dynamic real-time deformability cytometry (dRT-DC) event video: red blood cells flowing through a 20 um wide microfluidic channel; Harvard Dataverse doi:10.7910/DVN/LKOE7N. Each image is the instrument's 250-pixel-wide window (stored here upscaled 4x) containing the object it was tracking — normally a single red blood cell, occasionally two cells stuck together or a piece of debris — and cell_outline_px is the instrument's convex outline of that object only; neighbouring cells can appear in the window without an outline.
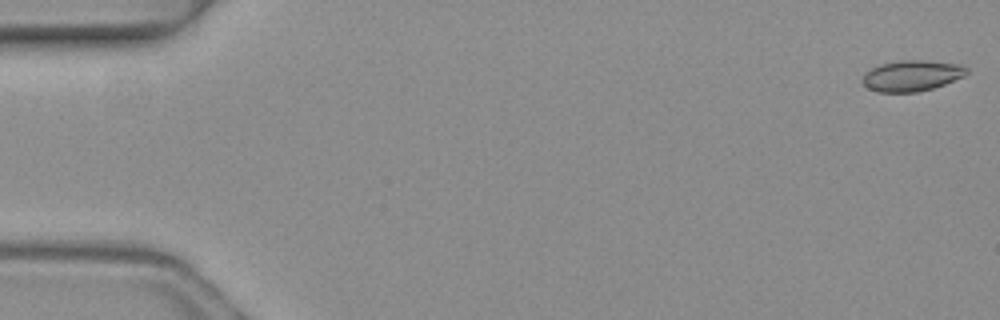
{"species": "common noctule bat (a hibernating species)", "species_latin": "Nyctalus noctula", "temperature_condition": "warm", "stored_images_in_passage": 5, "camera_frame_rate_fps": 3000, "um_per_image_px": 0.085, "animal": {"sex": "female", "body_mass_g": 19.3, "forearm_length_mm": 54.1}, "frame": {"image": 1, "passage_image": 1, "time_ms": 0.0, "image_size_px": [1000, 320], "cell_outline_px": [[968, 72], [964, 76], [944, 84], [932, 88], [916, 92], [876, 92], [868, 88], [864, 84], [864, 72], [880, 64], [900, 60], [924, 60], [960, 64], [968, 68]], "centroid_in_image_um": [77.51, 6.43], "position_along_channel_um": 7.5, "area_um2": 18.67}}
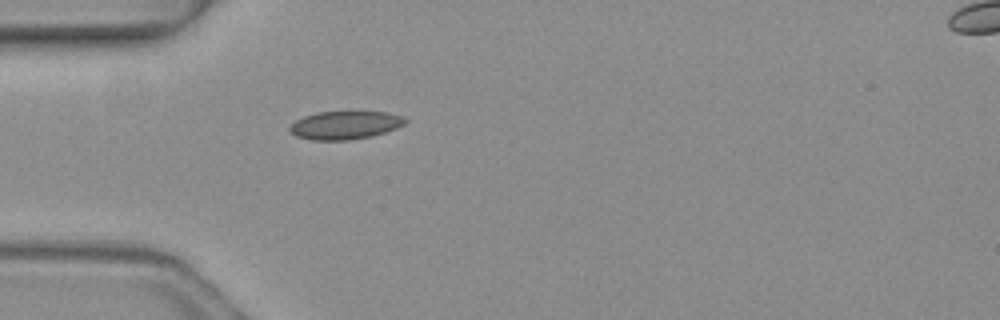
{"frame": {"image": 2, "passage_image": 5, "time_ms": 1.333, "image_size_px": [1000, 320], "cell_outline_px": [[408, 120], [404, 124], [396, 128], [372, 136], [348, 140], [312, 140], [296, 136], [288, 128], [296, 120], [304, 116], [316, 112], [388, 112], [404, 116]], "centroid_in_image_um": [29.34, 10.63], "position_along_channel_um": 55.7, "area_um2": 18.9}}